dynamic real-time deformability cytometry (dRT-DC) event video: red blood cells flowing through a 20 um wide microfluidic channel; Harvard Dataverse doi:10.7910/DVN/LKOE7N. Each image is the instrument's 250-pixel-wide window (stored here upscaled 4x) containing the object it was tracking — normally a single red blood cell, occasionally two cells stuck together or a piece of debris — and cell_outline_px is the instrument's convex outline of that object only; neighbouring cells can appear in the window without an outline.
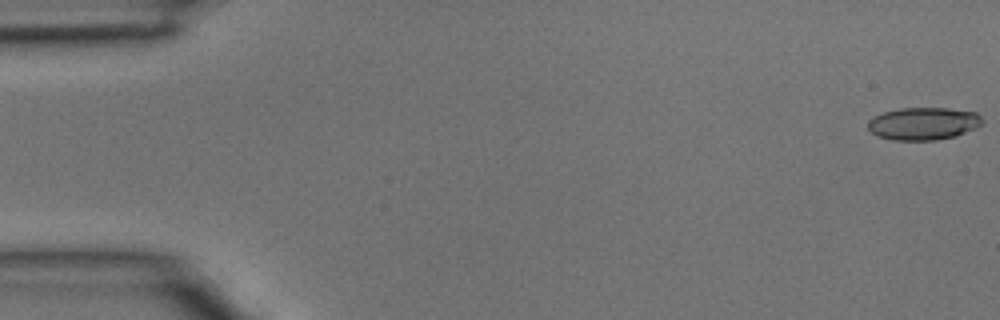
{"species": "common noctule bat (a hibernating species)", "species_latin": "Nyctalus noctula", "temperature_condition": "room temperature", "stored_images_in_passage": 4, "camera_frame_rate_fps": 3000, "um_per_image_px": 0.085, "animal": {"sex": "male", "body_mass_g": 15.6}, "frame": {"image": 1, "passage_image": 1, "time_ms": 0.0, "image_size_px": [1000, 320], "cell_outline_px": [[984, 124], [976, 128], [952, 136], [936, 140], [892, 140], [876, 136], [868, 128], [868, 120], [884, 112], [900, 108], [948, 108], [976, 112], [984, 120]], "centroid_in_image_um": [78.5, 10.5], "position_along_channel_um": 6.5, "area_um2": 21.68}}
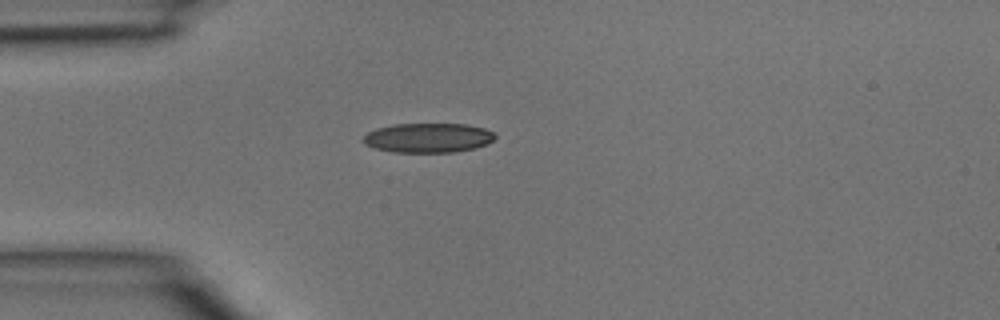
{"frame": {"image": 2, "passage_image": 4, "time_ms": 1.0, "image_size_px": [1000, 320], "cell_outline_px": [[496, 136], [488, 144], [472, 148], [452, 152], [392, 152], [376, 148], [364, 144], [360, 140], [368, 132], [376, 128], [396, 124], [468, 124], [484, 128], [496, 132]], "centroid_in_image_um": [36.38, 11.71], "position_along_channel_um": 48.6, "area_um2": 22.72}}